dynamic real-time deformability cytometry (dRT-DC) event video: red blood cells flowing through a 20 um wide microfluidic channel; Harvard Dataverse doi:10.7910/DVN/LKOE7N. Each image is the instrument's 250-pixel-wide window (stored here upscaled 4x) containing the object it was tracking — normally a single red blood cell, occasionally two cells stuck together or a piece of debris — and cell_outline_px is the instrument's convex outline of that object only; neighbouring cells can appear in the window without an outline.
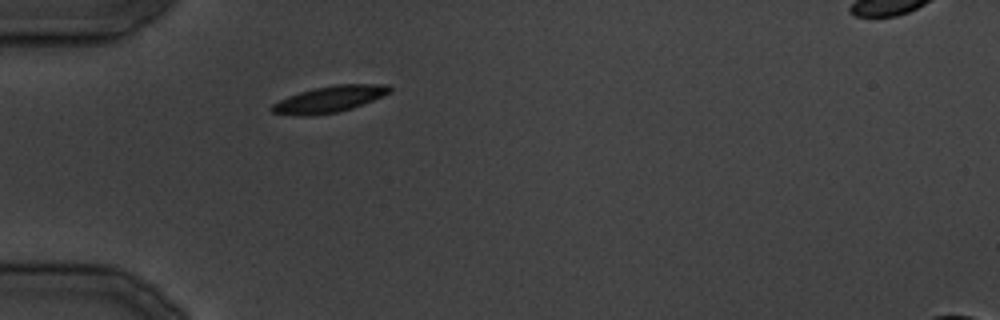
{"species": "common noctule bat (a hibernating species)", "species_latin": "Nyctalus noctula", "temperature_condition": "cold", "stored_images_in_passage": 26, "camera_frame_rate_fps": 3000, "um_per_image_px": 0.085, "animal": {"sex": "male", "body_mass_g": 19.5, "forearm_length_mm": 54.6}, "frame": {"image": 1, "passage_image": 1, "time_ms": 0.0, "image_size_px": [1000, 320], "cell_outline_px": [[392, 92], [352, 108], [336, 112], [308, 116], [300, 116], [272, 112], [268, 108], [272, 104], [288, 96], [312, 88], [336, 84], [388, 84], [392, 88]], "centroid_in_image_um": [27.99, 8.42], "position_along_channel_um": 57.0, "area_um2": 18.09}}
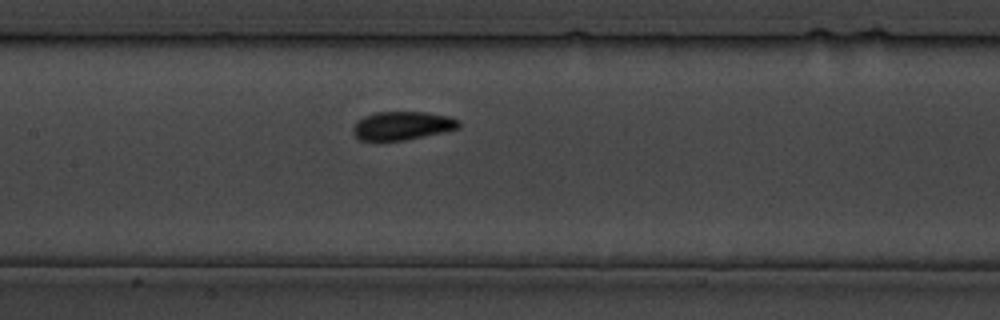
{"frame": {"image": 2, "passage_image": 8, "time_ms": 8.0, "image_size_px": [1000, 320], "cell_outline_px": [[460, 128], [444, 132], [404, 140], [360, 140], [352, 132], [352, 128], [356, 120], [364, 116], [376, 112], [424, 112], [448, 116], [460, 120]], "centroid_in_image_um": [34.19, 10.67], "position_along_channel_um": 173.2, "area_um2": 17.57}}
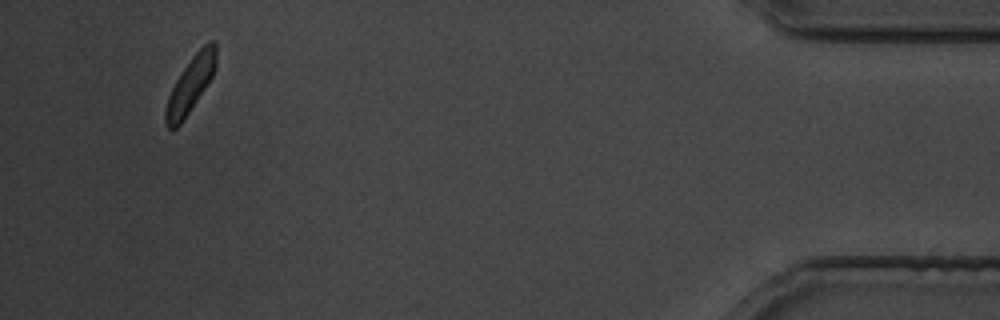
{"frame": {"image": 3, "passage_image": 24, "time_ms": 28.0, "image_size_px": [1000, 320], "cell_outline_px": [[216, 68], [212, 76], [180, 124], [176, 128], [168, 128], [164, 120], [164, 112], [168, 96], [176, 80], [192, 56], [208, 40], [212, 40], [216, 44]], "centroid_in_image_um": [16.18, 7.16], "position_along_channel_um": 419.0, "area_um2": 15.95}}